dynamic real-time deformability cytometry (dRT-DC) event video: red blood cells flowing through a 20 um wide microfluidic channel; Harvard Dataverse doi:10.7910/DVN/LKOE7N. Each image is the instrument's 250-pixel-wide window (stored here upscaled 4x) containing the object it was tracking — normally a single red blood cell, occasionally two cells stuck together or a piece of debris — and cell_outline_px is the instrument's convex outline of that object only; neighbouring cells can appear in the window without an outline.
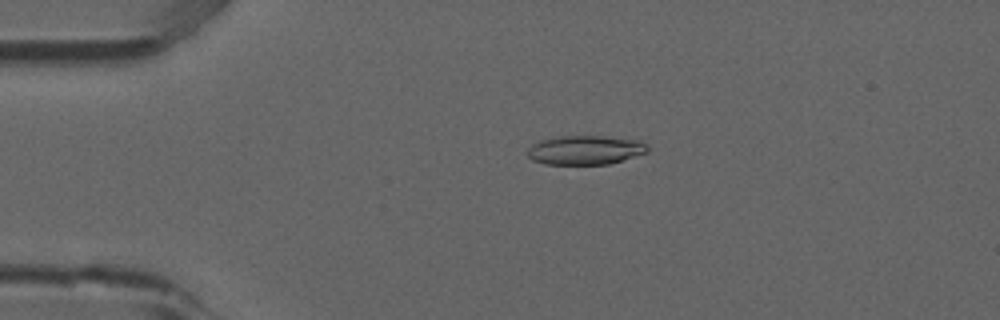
{"species": "common noctule bat (a hibernating species)", "species_latin": "Nyctalus noctula", "temperature_condition": "room temperature", "stored_images_in_passage": 5, "camera_frame_rate_fps": 3000, "um_per_image_px": 0.085, "animal": {"sex": "male", "forearm_length_mm": 52.5}, "frame": {"image": 1, "passage_image": 4, "time_ms": 1.0, "image_size_px": [1000, 320], "cell_outline_px": [[648, 152], [608, 164], [544, 164], [532, 160], [528, 156], [528, 148], [532, 144], [540, 140], [560, 136], [604, 136], [640, 140], [648, 148]], "centroid_in_image_um": [49.72, 12.75], "position_along_channel_um": 35.3, "area_um2": 20.29}}
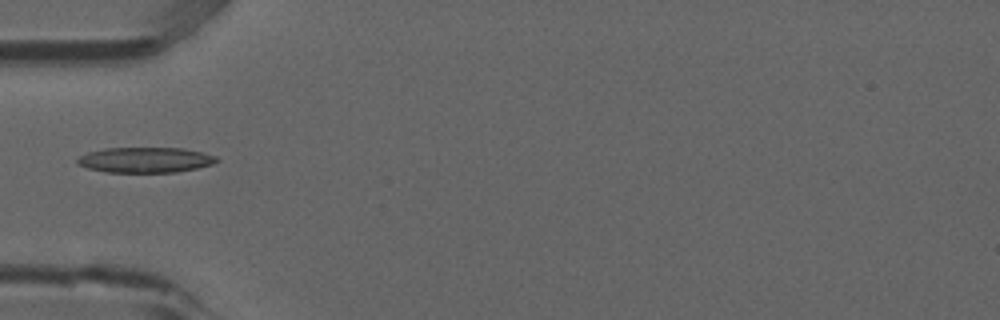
{"frame": {"image": 2, "passage_image": 5, "time_ms": 1.333, "image_size_px": [1000, 320], "cell_outline_px": [[220, 160], [212, 164], [196, 168], [176, 172], [108, 172], [88, 168], [80, 164], [76, 160], [80, 156], [88, 152], [104, 148], [184, 148], [216, 156]], "centroid_in_image_um": [12.37, 13.59], "position_along_channel_um": 72.6, "area_um2": 20.4}}